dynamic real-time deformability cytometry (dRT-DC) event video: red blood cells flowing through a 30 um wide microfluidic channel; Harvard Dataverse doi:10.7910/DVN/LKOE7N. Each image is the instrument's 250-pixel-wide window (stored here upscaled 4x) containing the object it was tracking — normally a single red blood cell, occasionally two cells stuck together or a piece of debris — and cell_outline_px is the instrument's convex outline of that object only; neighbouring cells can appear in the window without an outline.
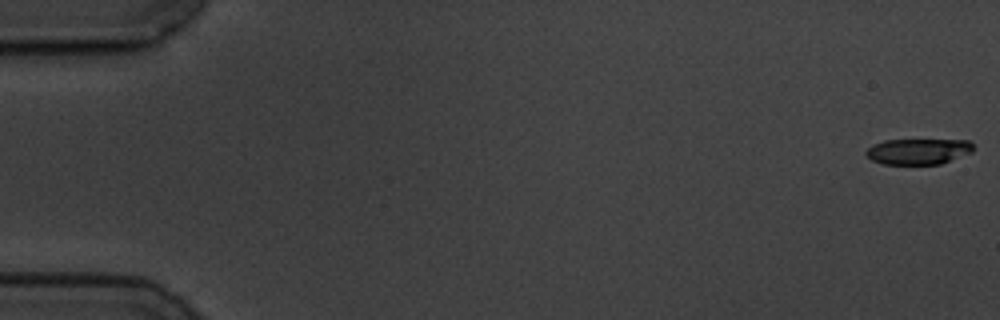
{"species": "common noctule bat (a hibernating species)", "species_latin": "Nyctalus noctula", "temperature_condition": "cold", "stored_images_in_passage": 59, "camera_frame_rate_fps": 3000, "um_per_image_px": 0.085, "animal": {"sex": "male", "body_mass_g": 19.5, "forearm_length_mm": 54.6}, "frame": {"image": 1, "passage_image": 1, "time_ms": 0.0, "image_size_px": [1000, 320], "cell_outline_px": [[972, 152], [940, 164], [884, 164], [872, 160], [864, 152], [872, 144], [884, 140], [968, 140], [972, 144]], "centroid_in_image_um": [78.02, 12.86], "position_along_channel_um": 7.0, "area_um2": 16.01}}
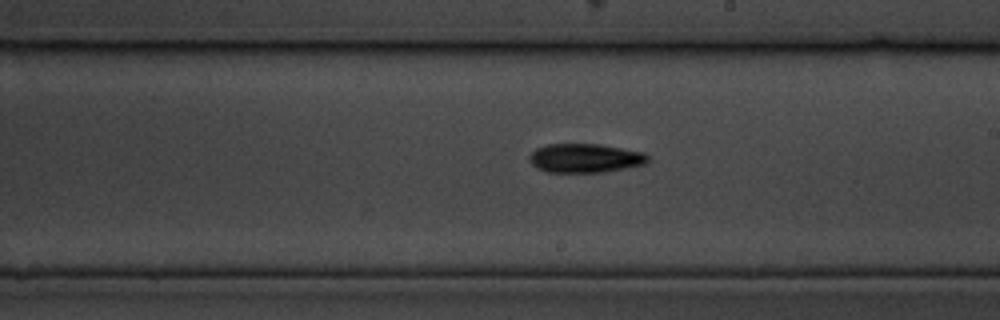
{"frame": {"image": 2, "passage_image": 34, "time_ms": 11.0, "image_size_px": [1000, 320], "cell_outline_px": [[648, 160], [644, 164], [604, 172], [548, 172], [536, 168], [532, 164], [528, 156], [536, 148], [548, 144], [596, 144], [620, 148], [640, 152], [648, 156]], "centroid_in_image_um": [49.67, 13.44], "position_along_channel_um": 239.3, "area_um2": 19.71}}
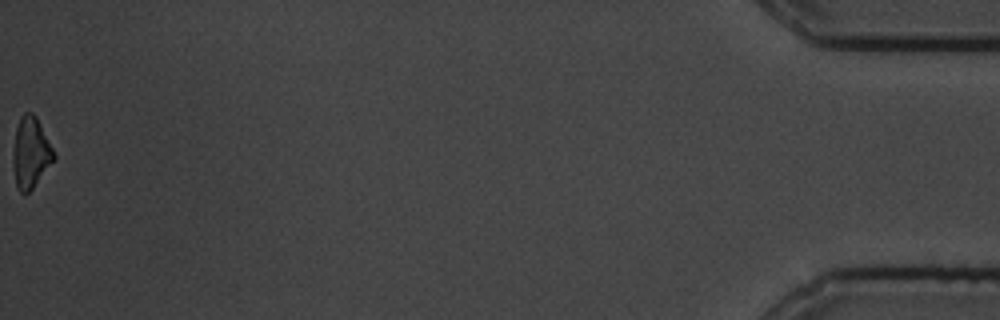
{"frame": {"image": 3, "passage_image": 59, "time_ms": 19.333, "image_size_px": [1000, 320], "cell_outline_px": [[56, 156], [32, 188], [28, 192], [20, 192], [16, 188], [12, 160], [12, 152], [16, 128], [20, 116], [24, 112], [32, 112], [36, 116]], "centroid_in_image_um": [2.57, 12.95], "position_along_channel_um": 432.6, "area_um2": 16.65}, "authors_computed_cell_mechanics": {"area_um2": 18.6116, "velocity_mm_per_s": 3.4792, "shape_relaxation_time_tau1_ms": 4.208, "shape_relaxation_time_tau2_ms": null, "deformation_change_tau1": 0.1321, "deformation_change_tau2": null}}